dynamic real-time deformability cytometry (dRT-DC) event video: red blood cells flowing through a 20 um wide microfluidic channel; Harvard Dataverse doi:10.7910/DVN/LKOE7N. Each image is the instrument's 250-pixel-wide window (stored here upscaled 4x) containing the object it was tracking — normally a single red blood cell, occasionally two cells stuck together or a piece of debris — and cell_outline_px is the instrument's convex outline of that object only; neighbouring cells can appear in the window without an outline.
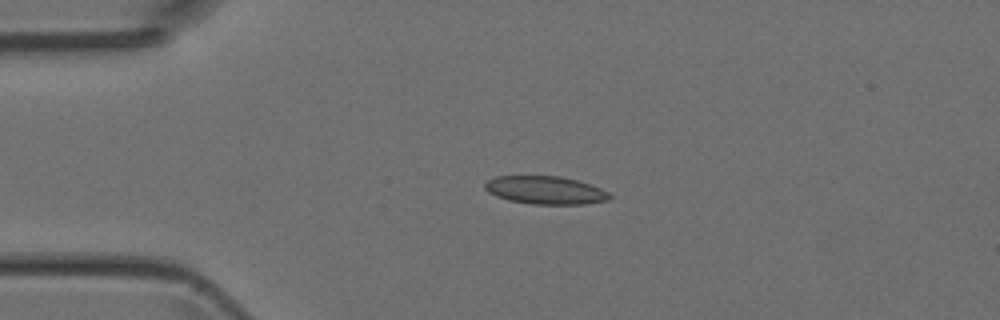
{"species": "Egyptian fruit bat (a non-hibernating species)", "species_latin": "Rousettus aegyptiacus", "temperature_condition": "room temperature", "stored_images_in_passage": 3, "camera_frame_rate_fps": 3000, "um_per_image_px": 0.085, "animal": {"sex": "female"}, "frame": {"image": 1, "passage_image": 2, "time_ms": 0.333, "image_size_px": [1000, 320], "cell_outline_px": [[612, 196], [608, 200], [584, 204], [532, 204], [508, 200], [496, 196], [488, 192], [484, 188], [484, 184], [488, 180], [496, 176], [560, 176], [576, 180], [600, 188], [608, 192]], "centroid_in_image_um": [46.33, 16.17], "position_along_channel_um": 38.7, "area_um2": 20.29}}